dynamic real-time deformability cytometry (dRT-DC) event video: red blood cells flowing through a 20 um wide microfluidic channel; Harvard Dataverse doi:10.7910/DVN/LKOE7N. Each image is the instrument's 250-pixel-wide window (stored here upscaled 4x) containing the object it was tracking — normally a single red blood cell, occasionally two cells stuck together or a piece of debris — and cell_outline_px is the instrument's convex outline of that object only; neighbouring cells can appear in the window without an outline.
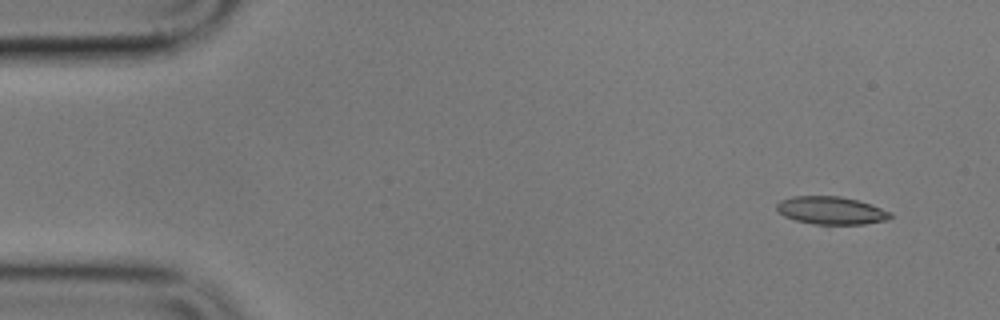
{"species": "common noctule bat (a hibernating species)", "species_latin": "Nyctalus noctula", "temperature_condition": "cold", "stored_images_in_passage": 7, "camera_frame_rate_fps": 3000, "um_per_image_px": 0.085, "animal": {"sex": "male", "body_mass_g": 17.9}, "frame": {"image": 1, "passage_image": 1, "time_ms": 0.0, "image_size_px": [1000, 320], "cell_outline_px": [[892, 216], [888, 220], [864, 224], [816, 224], [796, 220], [784, 216], [776, 208], [776, 204], [780, 200], [792, 196], [840, 196], [872, 204], [892, 212]], "centroid_in_image_um": [70.67, 17.88], "position_along_channel_um": 14.3, "area_um2": 18.44}}
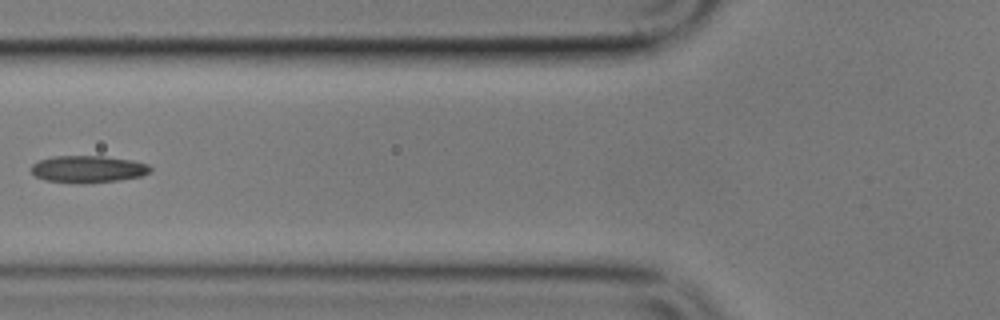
{"frame": {"image": 2, "passage_image": 6, "time_ms": 6.0, "image_size_px": [1000, 320], "cell_outline_px": [[152, 168], [148, 172], [140, 176], [116, 180], [80, 184], [76, 184], [44, 180], [36, 176], [32, 172], [32, 164], [40, 160], [52, 156], [104, 156], [132, 160], [148, 164]], "centroid_in_image_um": [7.45, 14.37], "position_along_channel_um": 118.4, "area_um2": 18.73}}
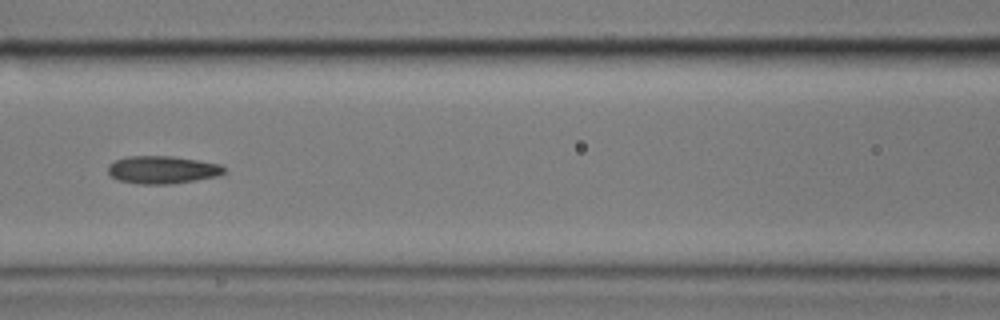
{"frame": {"image": 3, "passage_image": 7, "time_ms": 7.0, "image_size_px": [1000, 320], "cell_outline_px": [[228, 172], [220, 176], [172, 184], [136, 184], [116, 180], [108, 172], [108, 164], [116, 160], [128, 156], [172, 156], [220, 164]], "centroid_in_image_um": [13.81, 14.44], "position_along_channel_um": 152.8, "area_um2": 18.96}}